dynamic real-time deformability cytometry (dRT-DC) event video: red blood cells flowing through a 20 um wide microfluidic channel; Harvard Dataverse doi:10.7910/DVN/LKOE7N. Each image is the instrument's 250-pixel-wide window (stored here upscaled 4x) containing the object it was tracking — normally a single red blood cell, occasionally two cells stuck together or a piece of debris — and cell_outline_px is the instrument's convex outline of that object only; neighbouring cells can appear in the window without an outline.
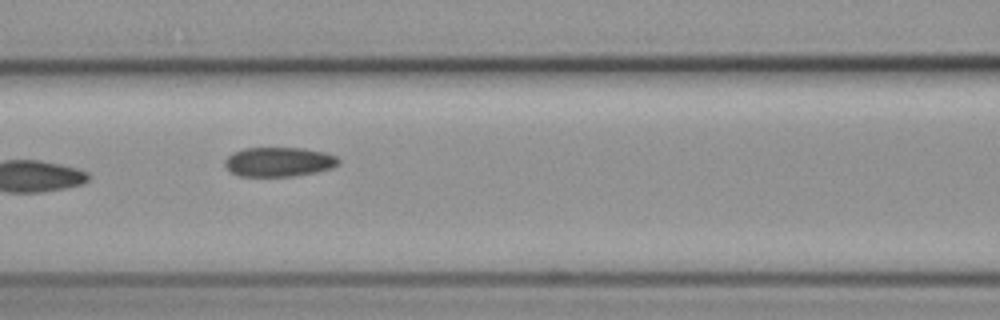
{"species": "common noctule bat (a hibernating species)", "species_latin": "Nyctalus noctula", "temperature_condition": "cold", "stored_images_in_passage": 9, "camera_frame_rate_fps": 3000, "um_per_image_px": 0.085, "animal": {"sex": "female", "body_mass_g": 19.3, "forearm_length_mm": 54.1}, "frame": {"image": 1, "passage_image": 7, "time_ms": 8.0, "image_size_px": [1000, 320], "cell_outline_px": [[340, 164], [332, 168], [316, 172], [292, 176], [240, 176], [232, 172], [224, 164], [224, 160], [232, 152], [244, 148], [304, 148], [324, 152], [336, 156], [340, 160]], "centroid_in_image_um": [23.72, 13.75], "position_along_channel_um": 142.9, "area_um2": 19.54}}